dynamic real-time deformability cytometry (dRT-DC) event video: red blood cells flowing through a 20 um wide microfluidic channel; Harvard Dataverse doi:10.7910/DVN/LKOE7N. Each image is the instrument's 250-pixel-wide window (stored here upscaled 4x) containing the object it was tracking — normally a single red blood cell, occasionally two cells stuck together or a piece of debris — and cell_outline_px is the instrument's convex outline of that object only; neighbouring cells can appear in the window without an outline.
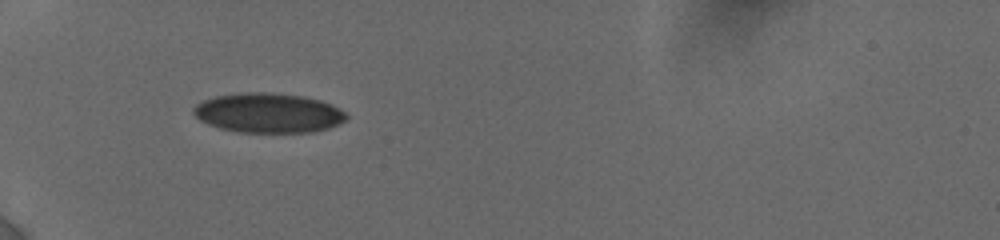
{"species": "human", "species_latin": "Homo sapiens", "temperature_condition": "cold", "stored_images_in_passage": 41, "camera_frame_rate_fps": 3000, "um_per_image_px": 0.085, "donor": {"sex": "female"}, "frame": {"image": 1, "passage_image": 10, "time_ms": 4.333, "image_size_px": [1000, 240], "cell_outline_px": [[348, 116], [340, 124], [328, 128], [312, 132], [240, 132], [220, 128], [208, 124], [200, 120], [192, 112], [192, 108], [196, 104], [204, 100], [216, 96], [248, 92], [268, 92], [300, 96], [320, 100], [332, 104], [344, 112]], "centroid_in_image_um": [22.8, 9.6], "position_along_channel_um": 62.2, "area_um2": 35.14}}
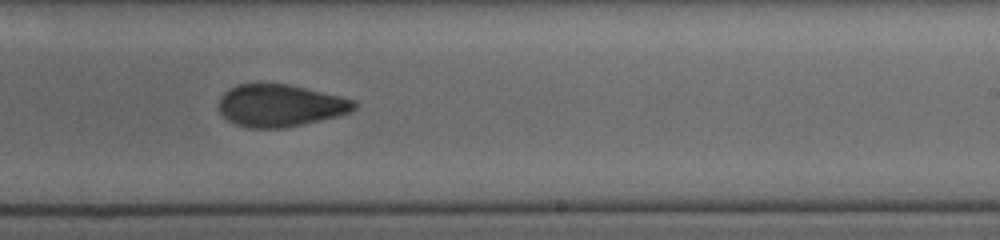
{"frame": {"image": 2, "passage_image": 25, "time_ms": 10.0, "image_size_px": [1000, 240], "cell_outline_px": [[356, 108], [340, 116], [304, 124], [284, 128], [248, 128], [236, 124], [228, 120], [220, 112], [220, 96], [228, 88], [236, 84], [288, 84], [340, 96], [356, 100]], "centroid_in_image_um": [23.82, 8.97], "position_along_channel_um": 265.2, "area_um2": 33.35}}
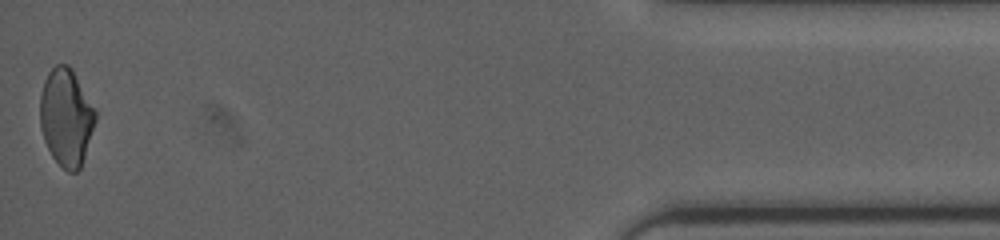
{"frame": {"image": 3, "passage_image": 41, "time_ms": 16.0, "image_size_px": [1000, 240], "cell_outline_px": [[96, 120], [80, 168], [76, 172], [68, 172], [52, 156], [44, 140], [40, 128], [40, 96], [44, 80], [48, 72], [56, 64], [68, 64], [72, 68], [96, 112]], "centroid_in_image_um": [5.61, 9.94], "position_along_channel_um": 429.6, "area_um2": 31.15}, "authors_computed_cell_mechanics": {"area_um2": 32.8304, "velocity_mm_per_s": 3.8475, "shape_relaxation_time_tau1_ms": null, "shape_relaxation_time_tau2_ms": 2.208, "deformation_change_tau1": null, "deformation_change_tau2": 0.0644}}